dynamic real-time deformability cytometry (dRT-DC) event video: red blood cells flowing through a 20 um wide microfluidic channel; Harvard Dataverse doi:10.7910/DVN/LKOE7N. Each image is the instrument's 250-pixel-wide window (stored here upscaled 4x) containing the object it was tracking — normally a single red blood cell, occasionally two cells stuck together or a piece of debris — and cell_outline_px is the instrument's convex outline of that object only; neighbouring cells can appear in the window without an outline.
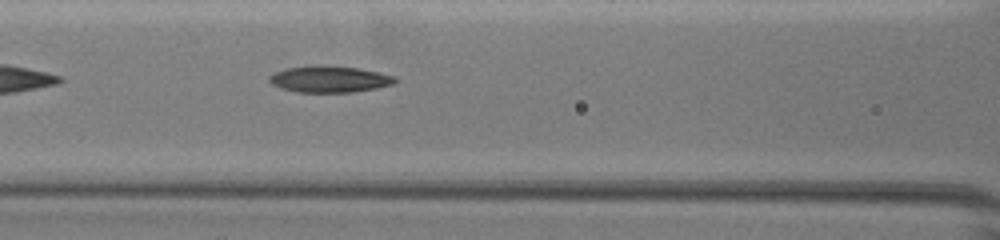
{"species": "common noctule bat (a hibernating species)", "species_latin": "Nyctalus noctula", "temperature_condition": "warm", "stored_images_in_passage": 34, "camera_frame_rate_fps": 3000, "um_per_image_px": 0.085, "animal": {"sex": "female", "body_mass_g": 19.5, "forearm_length_mm": 54.1}, "frame": {"image": 1, "passage_image": 6, "time_ms": 1.667, "image_size_px": [1000, 240], "cell_outline_px": [[396, 80], [392, 84], [376, 88], [352, 92], [296, 92], [280, 88], [272, 84], [268, 80], [268, 76], [276, 72], [288, 68], [316, 64], [324, 64], [360, 68], [380, 72], [396, 76]], "centroid_in_image_um": [28.0, 6.71], "position_along_channel_um": 138.6, "area_um2": 19.65}}